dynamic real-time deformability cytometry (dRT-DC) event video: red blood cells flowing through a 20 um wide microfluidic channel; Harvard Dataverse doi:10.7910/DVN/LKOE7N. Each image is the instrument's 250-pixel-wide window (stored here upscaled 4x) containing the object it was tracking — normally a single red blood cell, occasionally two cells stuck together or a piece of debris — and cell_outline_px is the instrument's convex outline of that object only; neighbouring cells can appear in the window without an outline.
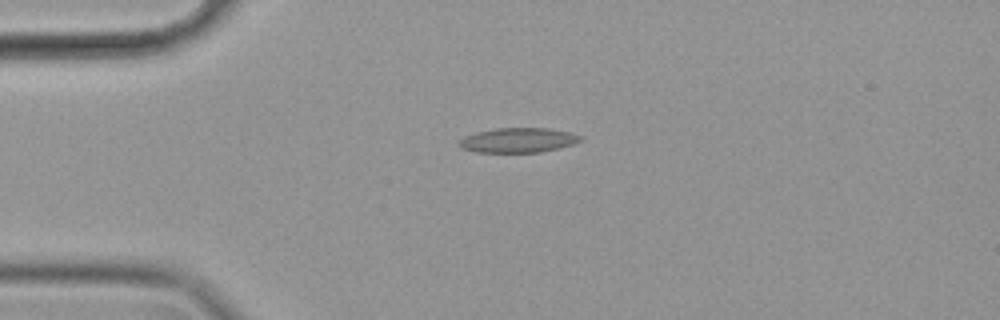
{"species": "common noctule bat (a hibernating species)", "species_latin": "Nyctalus noctula", "temperature_condition": "cold", "stored_images_in_passage": 45, "camera_frame_rate_fps": 3000, "um_per_image_px": 0.085, "animal": {"sex": "female", "body_mass_g": 19.9}, "frame": {"image": 1, "passage_image": 1, "time_ms": 0.0, "image_size_px": [1000, 320], "cell_outline_px": [[584, 136], [580, 140], [572, 144], [560, 148], [540, 152], [476, 152], [460, 148], [456, 144], [464, 136], [476, 132], [496, 128], [548, 128], [568, 132]], "centroid_in_image_um": [44.0, 11.92], "position_along_channel_um": 41.0, "area_um2": 17.51}}
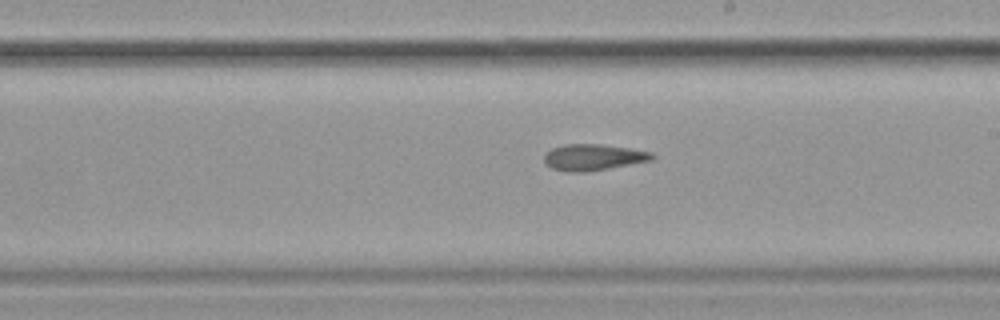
{"frame": {"image": 2, "passage_image": 20, "time_ms": 6.333, "image_size_px": [1000, 320], "cell_outline_px": [[656, 156], [652, 160], [588, 172], [568, 172], [552, 168], [544, 164], [544, 152], [552, 148], [564, 144], [600, 144], [628, 148], [652, 152]], "centroid_in_image_um": [50.39, 13.37], "position_along_channel_um": 238.6, "area_um2": 16.65}}
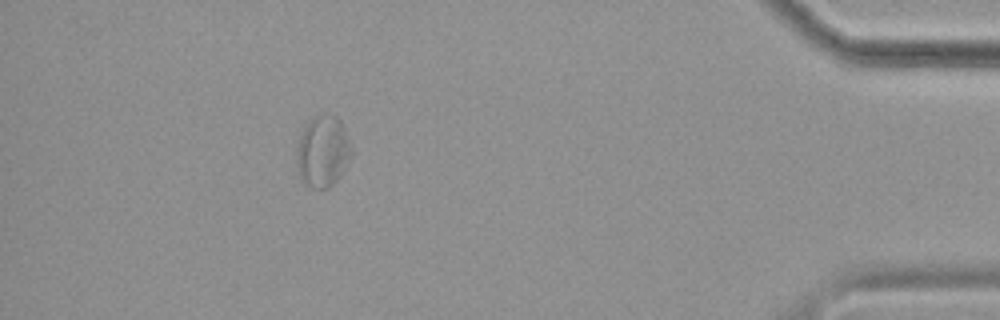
{"frame": {"image": 3, "passage_image": 39, "time_ms": 12.667, "image_size_px": [1000, 320], "cell_outline_px": [[352, 152], [336, 180], [328, 188], [312, 188], [304, 184], [300, 180], [296, 172], [296, 148], [300, 136], [308, 120], [312, 116], [320, 112], [324, 112], [336, 116], [340, 120], [344, 128], [352, 148]], "centroid_in_image_um": [27.38, 12.83], "position_along_channel_um": 407.8, "area_um2": 23.06}, "authors_computed_cell_mechanics": {"area_um2": 17.1088, "velocity_mm_per_s": 3.4942, "shape_relaxation_time_tau1_ms": null, "shape_relaxation_time_tau2_ms": 4.9391, "deformation_change_tau1": null, "deformation_change_tau2": 0.1007}}